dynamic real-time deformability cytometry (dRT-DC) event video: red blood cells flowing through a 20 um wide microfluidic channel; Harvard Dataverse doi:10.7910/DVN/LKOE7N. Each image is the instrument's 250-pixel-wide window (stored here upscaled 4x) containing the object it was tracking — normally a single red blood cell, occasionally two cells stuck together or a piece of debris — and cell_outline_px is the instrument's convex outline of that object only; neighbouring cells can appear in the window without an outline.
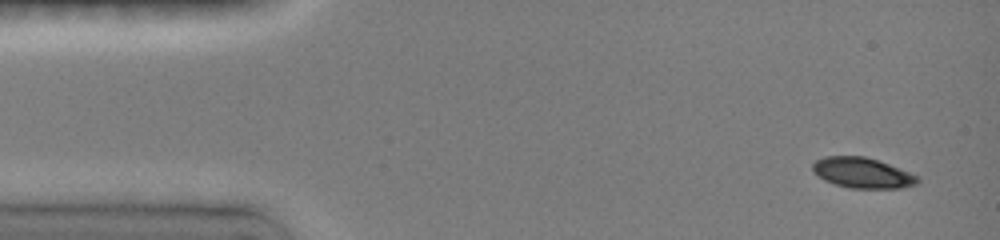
{"species": "common noctule bat (a hibernating species)", "species_latin": "Nyctalus noctula", "temperature_condition": "room temperature", "stored_images_in_passage": 4, "camera_frame_rate_fps": 3000, "um_per_image_px": 0.085, "animal": {"sex": "female", "body_mass_g": 19.0, "forearm_length_mm": 51.5}, "frame": {"image": 1, "passage_image": 1, "time_ms": 0.0, "image_size_px": [1000, 240], "cell_outline_px": [[920, 180], [916, 184], [900, 188], [848, 188], [824, 180], [812, 172], [812, 164], [816, 160], [824, 156], [864, 156], [900, 168], [916, 176]], "centroid_in_image_um": [73.26, 14.69], "position_along_channel_um": 11.7, "area_um2": 18.5}}